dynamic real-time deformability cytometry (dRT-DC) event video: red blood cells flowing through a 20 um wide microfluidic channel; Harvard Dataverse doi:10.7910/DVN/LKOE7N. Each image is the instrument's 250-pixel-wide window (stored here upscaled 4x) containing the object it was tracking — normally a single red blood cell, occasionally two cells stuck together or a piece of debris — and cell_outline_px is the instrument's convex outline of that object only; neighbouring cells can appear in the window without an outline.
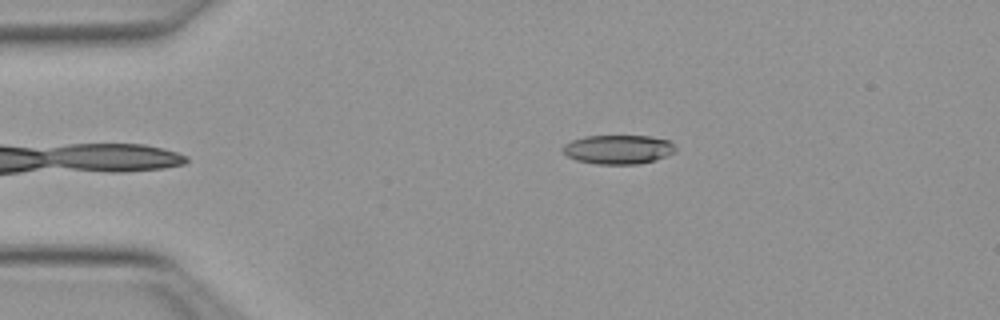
{"species": "Egyptian fruit bat (a non-hibernating species)", "species_latin": "Rousettus aegyptiacus", "temperature_condition": "warm", "stored_images_in_passage": 42, "camera_frame_rate_fps": 3000, "um_per_image_px": 0.085, "animal": {"sex": "female"}, "frame": {"image": 1, "passage_image": 1, "time_ms": 0.0, "image_size_px": [1000, 320], "cell_outline_px": [[676, 152], [656, 160], [640, 164], [596, 164], [576, 160], [568, 156], [560, 148], [564, 144], [572, 140], [584, 136], [648, 136], [668, 140], [676, 148]], "centroid_in_image_um": [52.54, 12.7], "position_along_channel_um": 32.5, "area_um2": 19.19}}
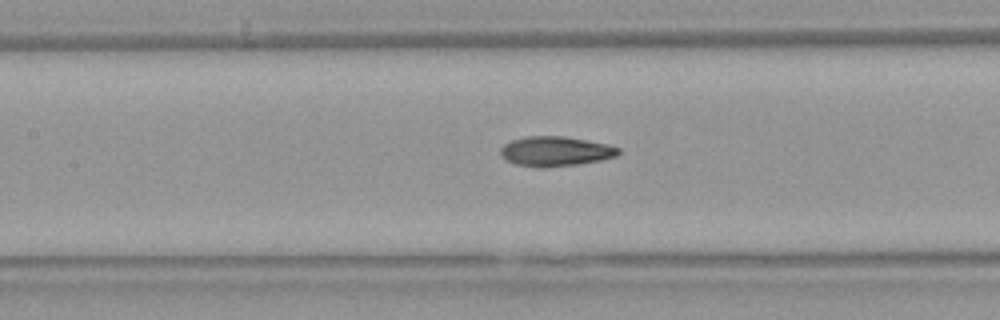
{"frame": {"image": 2, "passage_image": 14, "time_ms": 4.333, "image_size_px": [1000, 320], "cell_outline_px": [[620, 152], [616, 156], [600, 160], [576, 164], [544, 168], [540, 168], [516, 164], [504, 160], [500, 156], [500, 148], [504, 144], [512, 140], [528, 136], [564, 136], [608, 144], [620, 148]], "centroid_in_image_um": [47.18, 12.86], "position_along_channel_um": 160.2, "area_um2": 20.52}}
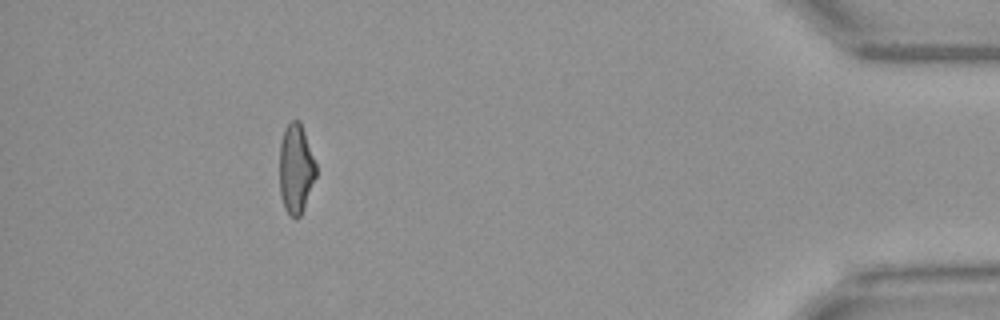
{"frame": {"image": 3, "passage_image": 37, "time_ms": 12.0, "image_size_px": [1000, 320], "cell_outline_px": [[316, 176], [300, 216], [296, 220], [288, 216], [284, 208], [280, 196], [280, 140], [284, 128], [292, 120], [300, 120], [316, 164]], "centroid_in_image_um": [25.13, 14.36], "position_along_channel_um": 410.1, "area_um2": 19.13}, "authors_computed_cell_mechanics": {"area_um2": 19.8543, "velocity_mm_per_s": 4.0365, "shape_relaxation_time_tau1_ms": 8.9077, "shape_relaxation_time_tau2_ms": 2.5938, "deformation_change_tau1": 0.2512, "deformation_change_tau2": 0.1102}}